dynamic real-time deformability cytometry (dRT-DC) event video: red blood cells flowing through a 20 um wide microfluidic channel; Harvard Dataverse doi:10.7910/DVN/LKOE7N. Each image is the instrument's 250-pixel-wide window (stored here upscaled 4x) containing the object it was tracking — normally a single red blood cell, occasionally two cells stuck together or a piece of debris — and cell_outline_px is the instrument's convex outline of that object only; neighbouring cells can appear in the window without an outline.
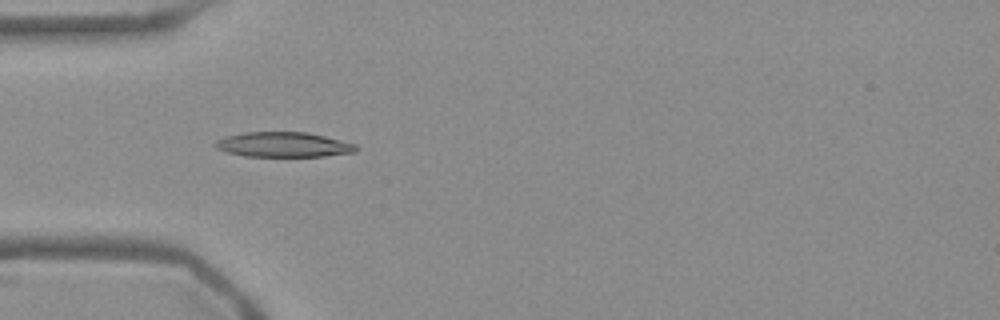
{"species": "Egyptian fruit bat (a non-hibernating species)", "species_latin": "Rousettus aegyptiacus", "temperature_condition": "warm", "stored_images_in_passage": 30, "camera_frame_rate_fps": 3000, "um_per_image_px": 0.085, "frame": {"image": 1, "passage_image": 3, "time_ms": 0.667, "image_size_px": [1000, 320], "cell_outline_px": [[360, 148], [356, 152], [324, 156], [244, 156], [228, 152], [216, 148], [212, 144], [216, 140], [224, 136], [244, 132], [308, 132], [356, 144]], "centroid_in_image_um": [24.08, 12.29], "position_along_channel_um": 60.9, "area_um2": 20.58}}
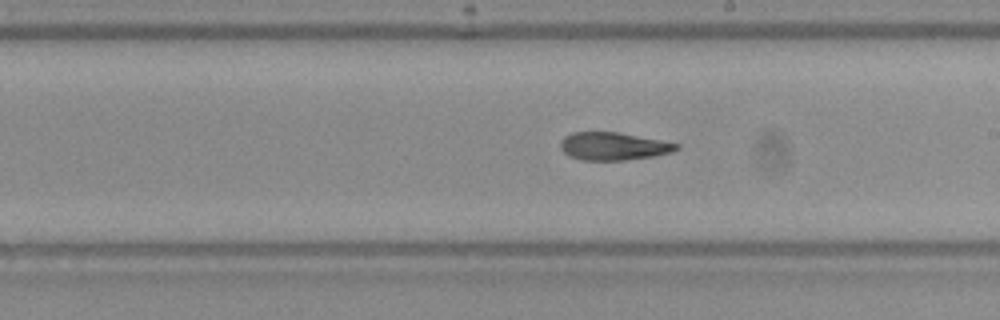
{"frame": {"image": 2, "passage_image": 17, "time_ms": 5.333, "image_size_px": [1000, 320], "cell_outline_px": [[680, 148], [672, 152], [656, 156], [624, 160], [580, 160], [568, 156], [560, 148], [560, 140], [564, 136], [572, 132], [620, 132], [680, 144]], "centroid_in_image_um": [52.13, 12.43], "position_along_channel_um": 236.9, "area_um2": 19.02}}
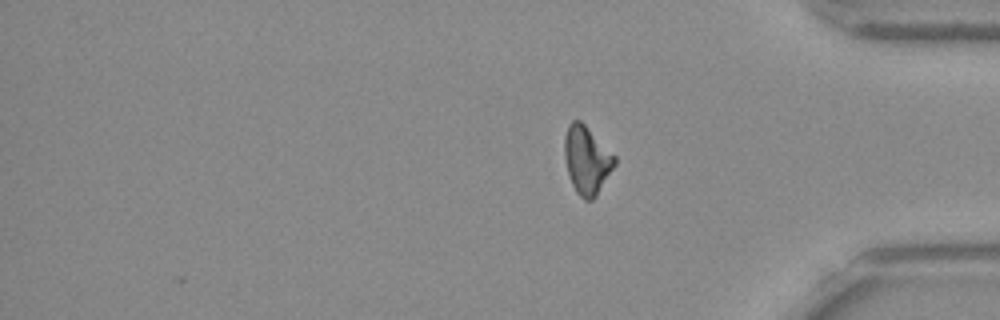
{"frame": {"image": 3, "passage_image": 30, "time_ms": 9.667, "image_size_px": [1000, 320], "cell_outline_px": [[616, 164], [596, 196], [592, 200], [584, 200], [576, 192], [572, 184], [568, 172], [564, 156], [564, 136], [568, 124], [572, 120], [580, 120], [616, 156]], "centroid_in_image_um": [49.87, 13.6], "position_along_channel_um": 385.3, "area_um2": 19.83}, "authors_computed_cell_mechanics": {"area_um2": 19.1896, "velocity_mm_per_s": 3.7898, "shape_relaxation_time_tau1_ms": null, "shape_relaxation_time_tau2_ms": 6.7697, "deformation_change_tau1": null, "deformation_change_tau2": 0.1709}}